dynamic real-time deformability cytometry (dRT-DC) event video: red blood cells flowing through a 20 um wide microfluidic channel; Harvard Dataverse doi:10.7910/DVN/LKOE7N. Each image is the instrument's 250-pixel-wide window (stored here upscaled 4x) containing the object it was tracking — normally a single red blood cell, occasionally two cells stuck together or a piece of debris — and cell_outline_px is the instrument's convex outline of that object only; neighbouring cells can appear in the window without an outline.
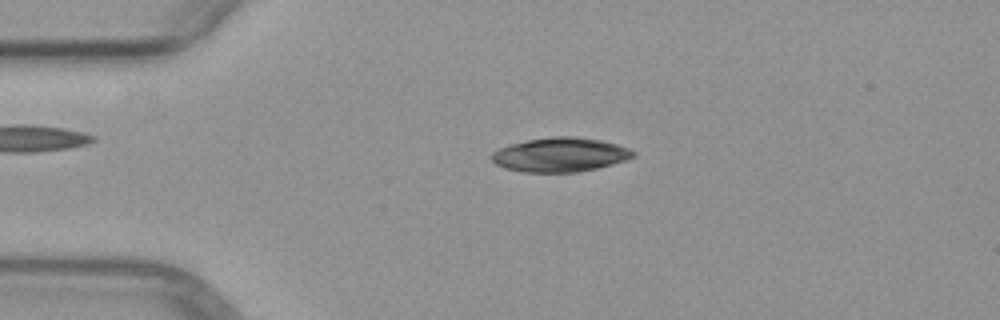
{"species": "common noctule bat (a hibernating species)", "species_latin": "Nyctalus noctula", "temperature_condition": "warm", "stored_images_in_passage": 5, "camera_frame_rate_fps": 3000, "um_per_image_px": 0.085, "animal": {"sex": "female", "body_mass_g": 29.2, "forearm_length_mm": 56.3}, "frame": {"image": 1, "passage_image": 5, "time_ms": 5.0, "image_size_px": [1000, 320], "cell_outline_px": [[636, 156], [612, 164], [596, 168], [576, 172], [524, 172], [504, 168], [496, 164], [488, 156], [492, 152], [500, 148], [512, 144], [528, 140], [552, 136], [572, 136], [600, 140], [616, 144], [628, 148], [636, 152]], "centroid_in_image_um": [47.59, 13.15], "position_along_channel_um": 37.4, "area_um2": 28.09}}